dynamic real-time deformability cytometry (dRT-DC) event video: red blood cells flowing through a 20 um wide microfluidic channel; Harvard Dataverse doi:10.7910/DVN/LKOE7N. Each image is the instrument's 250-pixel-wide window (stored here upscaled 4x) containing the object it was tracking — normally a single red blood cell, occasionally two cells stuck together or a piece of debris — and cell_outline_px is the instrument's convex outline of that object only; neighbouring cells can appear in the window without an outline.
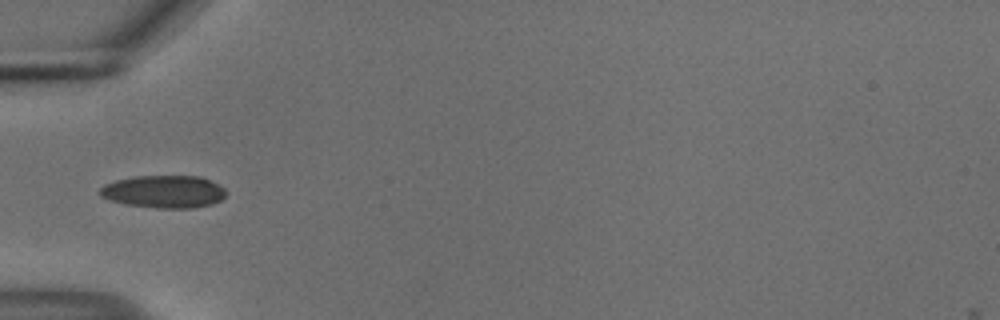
{"species": "common noctule bat (a hibernating species)", "species_latin": "Nyctalus noctula", "temperature_condition": "cold", "stored_images_in_passage": 2, "camera_frame_rate_fps": 3000, "um_per_image_px": 0.085, "animal": {"sex": "male", "body_mass_g": 18.8}, "frame": {"image": 1, "passage_image": 2, "time_ms": 0.333, "image_size_px": [1000, 320], "cell_outline_px": [[224, 196], [220, 200], [212, 204], [192, 208], [156, 208], [128, 204], [108, 200], [100, 196], [100, 188], [104, 184], [116, 180], [132, 176], [200, 176], [224, 188]], "centroid_in_image_um": [13.88, 16.29], "position_along_channel_um": 71.1, "area_um2": 23.81}}